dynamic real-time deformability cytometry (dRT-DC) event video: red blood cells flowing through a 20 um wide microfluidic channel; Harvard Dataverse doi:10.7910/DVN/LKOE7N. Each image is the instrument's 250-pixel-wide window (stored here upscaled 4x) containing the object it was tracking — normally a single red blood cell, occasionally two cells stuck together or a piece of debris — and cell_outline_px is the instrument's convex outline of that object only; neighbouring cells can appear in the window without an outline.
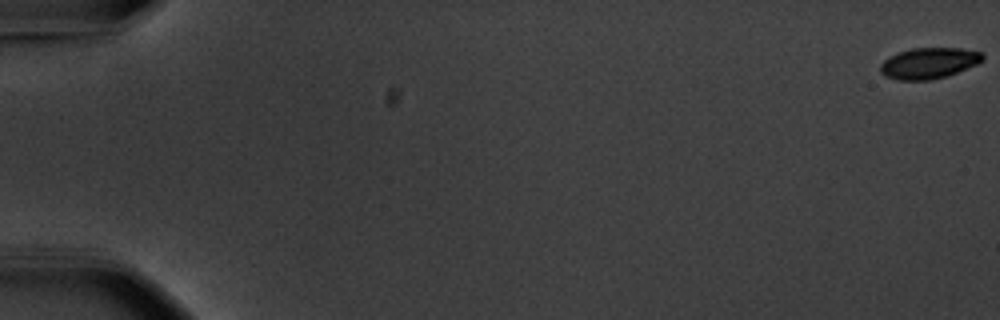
{"species": "common noctule bat (a hibernating species)", "species_latin": "Nyctalus noctula", "temperature_condition": "warm", "stored_images_in_passage": 57, "camera_frame_rate_fps": 3000, "um_per_image_px": 0.085, "animal": {"sex": "male", "body_mass_g": 20.1, "forearm_length_mm": 53.5}, "frame": {"image": 1, "passage_image": 1, "time_ms": 0.0, "image_size_px": [1000, 320], "cell_outline_px": [[984, 60], [976, 64], [948, 76], [928, 80], [900, 80], [884, 76], [880, 72], [880, 64], [888, 56], [912, 48], [960, 48], [980, 52], [984, 56]], "centroid_in_image_um": [78.93, 5.37], "position_along_channel_um": 6.1, "area_um2": 18.44}}
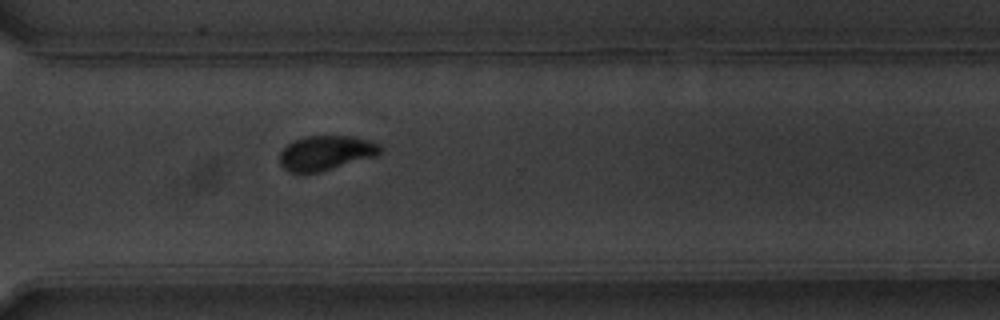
{"frame": {"image": 2, "passage_image": 43, "time_ms": 14.0, "image_size_px": [1000, 320], "cell_outline_px": [[384, 148], [376, 156], [320, 172], [292, 172], [284, 168], [280, 164], [280, 152], [288, 144], [304, 136], [352, 136], [368, 140], [380, 144]], "centroid_in_image_um": [27.73, 12.99], "position_along_channel_um": 342.9, "area_um2": 20.17}}
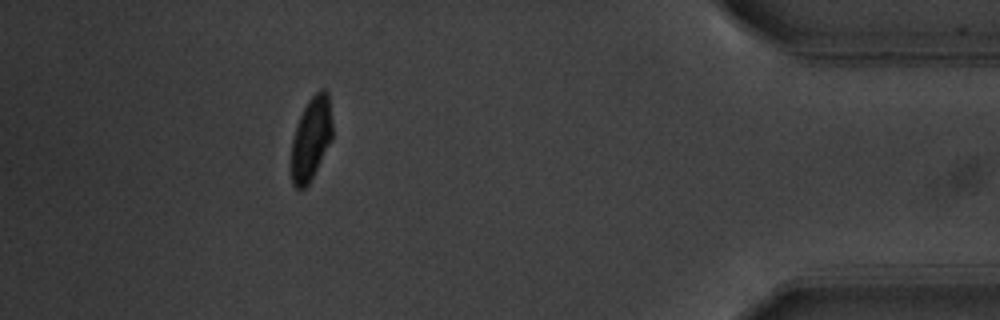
{"frame": {"image": 3, "passage_image": 52, "time_ms": 17.0, "image_size_px": [1000, 320], "cell_outline_px": [[332, 140], [308, 184], [304, 188], [296, 188], [292, 184], [292, 140], [300, 116], [308, 100], [320, 88], [324, 88], [328, 92], [332, 120]], "centroid_in_image_um": [26.47, 11.74], "position_along_channel_um": 408.7, "area_um2": 19.71}, "authors_computed_cell_mechanics": {"area_um2": 20.4034, "velocity_mm_per_s": 3.6789, "shape_relaxation_time_tau1_ms": 2.2161, "shape_relaxation_time_tau2_ms": 1.4464, "deformation_change_tau1": 0.1483, "deformation_change_tau2": 0.0493}}